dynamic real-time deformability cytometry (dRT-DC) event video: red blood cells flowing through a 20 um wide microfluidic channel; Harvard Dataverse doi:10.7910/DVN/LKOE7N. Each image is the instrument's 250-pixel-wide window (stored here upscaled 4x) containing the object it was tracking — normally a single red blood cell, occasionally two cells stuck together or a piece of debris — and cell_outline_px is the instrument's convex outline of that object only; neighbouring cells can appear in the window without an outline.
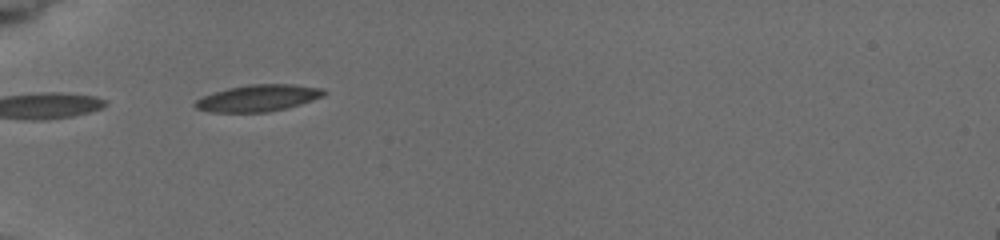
{"species": "common noctule bat (a hibernating species)", "species_latin": "Nyctalus noctula", "temperature_condition": "cold", "stored_images_in_passage": 8, "camera_frame_rate_fps": 3000, "um_per_image_px": 0.085, "animal": {"sex": "female", "body_mass_g": 19.5, "forearm_length_mm": 54.1}, "frame": {"image": 1, "passage_image": 5, "time_ms": 3.333, "image_size_px": [1000, 240], "cell_outline_px": [[328, 92], [324, 96], [288, 108], [268, 112], [212, 112], [196, 108], [192, 104], [196, 100], [204, 96], [228, 88], [252, 84], [292, 84], [320, 88]], "centroid_in_image_um": [21.96, 8.34], "position_along_channel_um": 63.0, "area_um2": 19.88}}
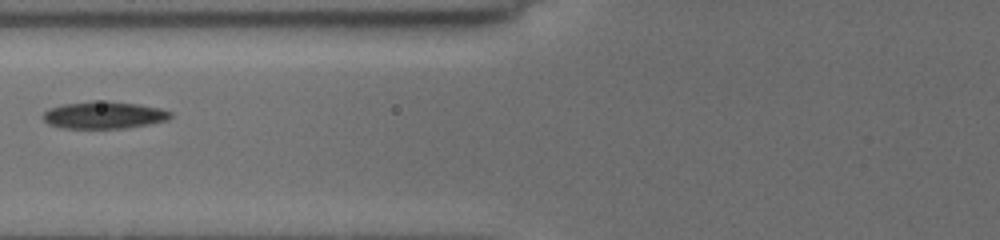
{"frame": {"image": 2, "passage_image": 6, "time_ms": 5.0, "image_size_px": [1000, 240], "cell_outline_px": [[172, 116], [168, 120], [148, 124], [124, 128], [60, 128], [48, 124], [44, 120], [44, 112], [52, 108], [64, 104], [92, 100], [108, 100], [136, 104], [160, 108], [172, 112]], "centroid_in_image_um": [8.85, 9.77], "position_along_channel_um": 117.0, "area_um2": 20.23}}
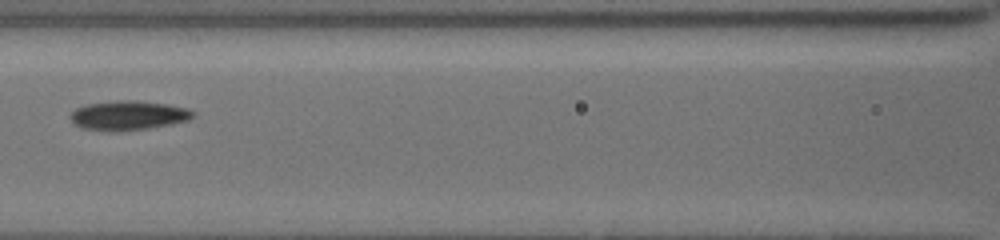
{"frame": {"image": 3, "passage_image": 7, "time_ms": 6.0, "image_size_px": [1000, 240], "cell_outline_px": [[196, 112], [188, 120], [172, 124], [148, 128], [116, 132], [112, 132], [84, 128], [72, 124], [68, 116], [76, 108], [88, 104], [116, 100], [132, 100], [168, 104], [188, 108]], "centroid_in_image_um": [10.88, 9.81], "position_along_channel_um": 155.7, "area_um2": 21.15}}